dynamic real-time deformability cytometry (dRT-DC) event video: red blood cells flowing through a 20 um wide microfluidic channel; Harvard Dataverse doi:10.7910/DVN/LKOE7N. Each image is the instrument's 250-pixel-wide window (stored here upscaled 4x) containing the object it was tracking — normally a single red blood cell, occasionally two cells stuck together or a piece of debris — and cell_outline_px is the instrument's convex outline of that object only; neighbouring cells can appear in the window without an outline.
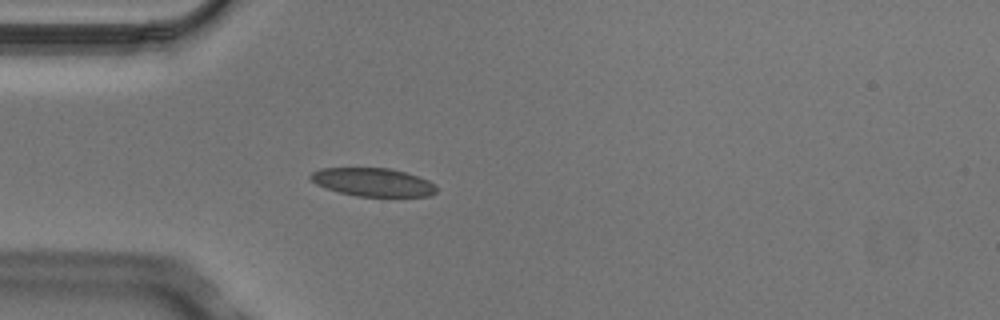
{"species": "Egyptian fruit bat (a non-hibernating species)", "species_latin": "Rousettus aegyptiacus", "temperature_condition": "cold", "stored_images_in_passage": 3, "camera_frame_rate_fps": 3000, "um_per_image_px": 0.085, "animal": {"sex": "male"}, "frame": {"image": 1, "passage_image": 3, "time_ms": 0.667, "image_size_px": [1000, 320], "cell_outline_px": [[436, 192], [428, 196], [356, 196], [324, 188], [316, 184], [308, 176], [312, 172], [320, 168], [388, 168], [404, 172], [428, 180], [436, 184]], "centroid_in_image_um": [31.67, 15.48], "position_along_channel_um": 53.3, "area_um2": 20.63}}